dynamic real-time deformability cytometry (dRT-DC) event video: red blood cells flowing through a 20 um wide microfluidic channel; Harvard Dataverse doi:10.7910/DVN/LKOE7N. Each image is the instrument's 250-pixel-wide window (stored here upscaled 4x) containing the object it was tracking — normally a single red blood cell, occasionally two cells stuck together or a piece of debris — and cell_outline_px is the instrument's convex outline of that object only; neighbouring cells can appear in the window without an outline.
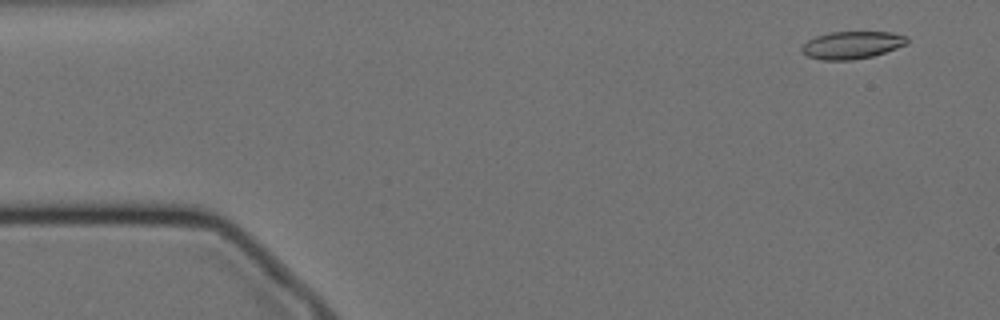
{"species": "Egyptian fruit bat (a non-hibernating species)", "species_latin": "Rousettus aegyptiacus", "temperature_condition": "cold", "stored_images_in_passage": 58, "camera_frame_rate_fps": 3000, "um_per_image_px": 0.085, "animal": {"sex": "female"}, "frame": {"image": 1, "passage_image": 4, "time_ms": 1.0, "image_size_px": [1000, 320], "cell_outline_px": [[908, 44], [872, 56], [852, 60], [824, 60], [808, 56], [800, 52], [800, 48], [808, 40], [816, 36], [828, 32], [892, 32], [908, 36]], "centroid_in_image_um": [72.41, 3.82], "position_along_channel_um": 12.6, "area_um2": 16.94}}
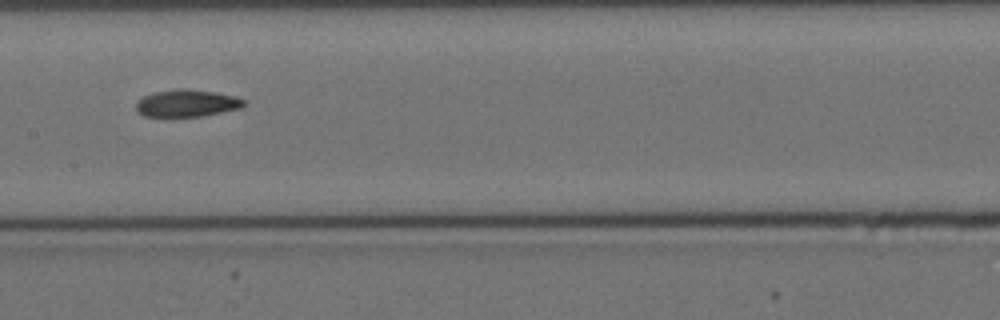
{"frame": {"image": 2, "passage_image": 28, "time_ms": 9.0, "image_size_px": [1000, 320], "cell_outline_px": [[244, 108], [204, 116], [144, 116], [136, 112], [136, 100], [152, 92], [184, 88], [216, 92], [236, 96], [244, 100]], "centroid_in_image_um": [15.89, 8.77], "position_along_channel_um": 191.5, "area_um2": 17.28}}
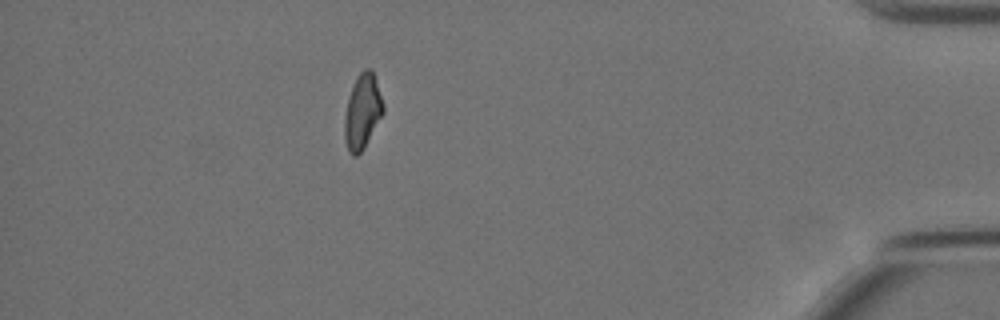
{"frame": {"image": 3, "passage_image": 51, "time_ms": 16.667, "image_size_px": [1000, 320], "cell_outline_px": [[384, 112], [364, 148], [356, 156], [352, 156], [348, 152], [344, 140], [344, 116], [348, 96], [352, 84], [356, 76], [364, 68], [372, 68], [384, 104]], "centroid_in_image_um": [30.79, 9.46], "position_along_channel_um": 404.4, "area_um2": 17.22}, "authors_computed_cell_mechanics": {"area_um2": 17.1666, "velocity_mm_per_s": 3.483, "shape_relaxation_time_tau1_ms": 8.6492, "shape_relaxation_time_tau2_ms": 5.7019, "deformation_change_tau1": 0.1642, "deformation_change_tau2": 0.1221}}